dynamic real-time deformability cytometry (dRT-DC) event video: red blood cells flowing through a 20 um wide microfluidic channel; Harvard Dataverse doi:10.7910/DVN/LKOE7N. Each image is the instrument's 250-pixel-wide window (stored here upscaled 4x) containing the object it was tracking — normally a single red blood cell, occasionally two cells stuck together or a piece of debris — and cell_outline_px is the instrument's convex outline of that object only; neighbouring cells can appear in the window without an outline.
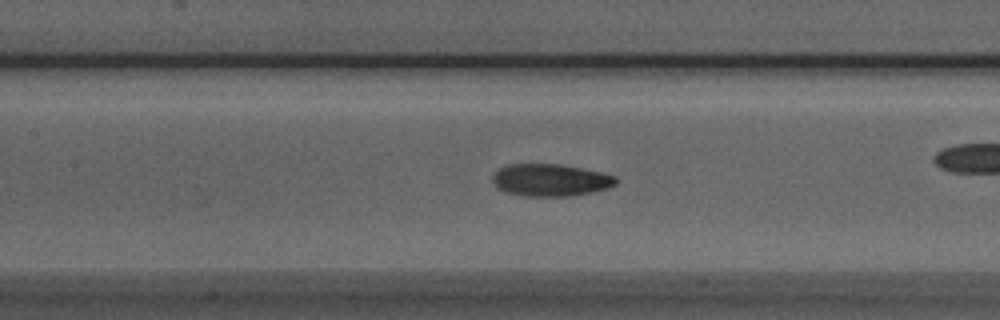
{"species": "Egyptian fruit bat (a non-hibernating species)", "species_latin": "Rousettus aegyptiacus", "temperature_condition": "room temperature", "stored_images_in_passage": 43, "camera_frame_rate_fps": 3000, "um_per_image_px": 0.085, "animal": {"sex": "male"}, "frame": {"image": 1, "passage_image": 13, "time_ms": 4.0, "image_size_px": [1000, 320], "cell_outline_px": [[616, 184], [608, 188], [568, 196], [524, 196], [504, 192], [496, 188], [492, 180], [492, 176], [500, 168], [508, 164], [560, 164], [600, 172], [616, 176]], "centroid_in_image_um": [46.74, 15.3], "position_along_channel_um": 160.7, "area_um2": 23.06}}
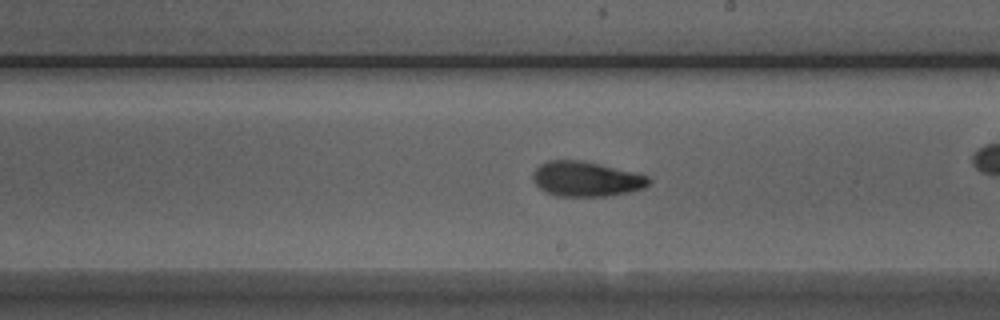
{"frame": {"image": 2, "passage_image": 19, "time_ms": 6.0, "image_size_px": [1000, 320], "cell_outline_px": [[652, 180], [644, 188], [628, 192], [608, 196], [556, 196], [544, 192], [532, 180], [532, 172], [540, 164], [548, 160], [580, 160], [600, 164], [648, 176]], "centroid_in_image_um": [49.78, 15.22], "position_along_channel_um": 239.2, "area_um2": 23.64}}
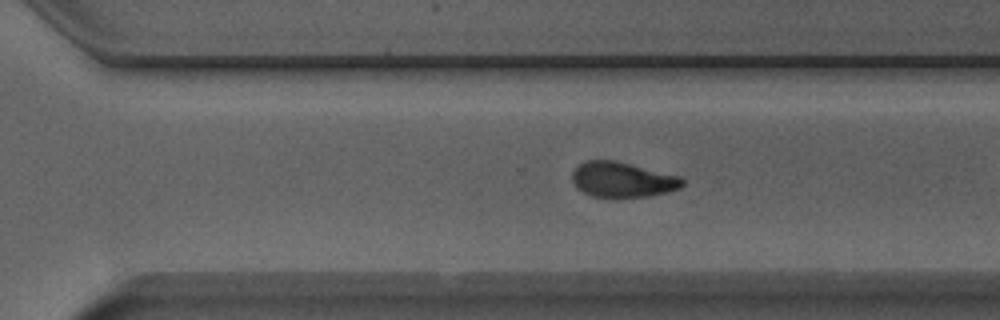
{"frame": {"image": 3, "passage_image": 25, "time_ms": 8.0, "image_size_px": [1000, 320], "cell_outline_px": [[684, 184], [680, 188], [648, 196], [592, 196], [576, 188], [572, 180], [572, 172], [580, 164], [588, 160], [616, 160], [680, 176], [684, 180]], "centroid_in_image_um": [52.9, 15.25], "position_along_channel_um": 317.7, "area_um2": 22.31}, "authors_computed_cell_mechanics": {"area_um2": 23.12, "velocity_mm_per_s": 3.9402, "shape_relaxation_time_tau1_ms": 3.8349, "shape_relaxation_time_tau2_ms": 1.888, "deformation_change_tau1": 0.143, "deformation_change_tau2": 0.0718}}